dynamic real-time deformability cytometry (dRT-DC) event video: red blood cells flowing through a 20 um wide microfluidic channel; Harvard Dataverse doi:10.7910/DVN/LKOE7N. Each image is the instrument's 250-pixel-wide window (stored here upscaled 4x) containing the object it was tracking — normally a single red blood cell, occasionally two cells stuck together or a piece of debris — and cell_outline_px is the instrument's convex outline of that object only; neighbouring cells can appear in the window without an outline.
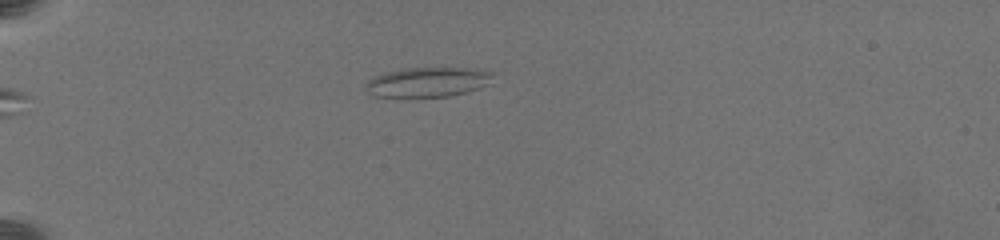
{"species": "common noctule bat (a hibernating species)", "species_latin": "Nyctalus noctula", "temperature_condition": "warm", "stored_images_in_passage": 8, "camera_frame_rate_fps": 3000, "um_per_image_px": 0.085, "animal": {"sex": "female", "body_mass_g": 19.5, "forearm_length_mm": 54.1}, "frame": {"image": 1, "passage_image": 1, "time_ms": 0.0, "image_size_px": [1000, 240], "cell_outline_px": [[496, 72], [488, 84], [464, 92], [448, 96], [372, 96], [364, 88], [364, 84], [372, 76], [384, 72], [404, 68], [464, 68]], "centroid_in_image_um": [36.29, 6.96], "position_along_channel_um": 48.7, "area_um2": 21.85}}